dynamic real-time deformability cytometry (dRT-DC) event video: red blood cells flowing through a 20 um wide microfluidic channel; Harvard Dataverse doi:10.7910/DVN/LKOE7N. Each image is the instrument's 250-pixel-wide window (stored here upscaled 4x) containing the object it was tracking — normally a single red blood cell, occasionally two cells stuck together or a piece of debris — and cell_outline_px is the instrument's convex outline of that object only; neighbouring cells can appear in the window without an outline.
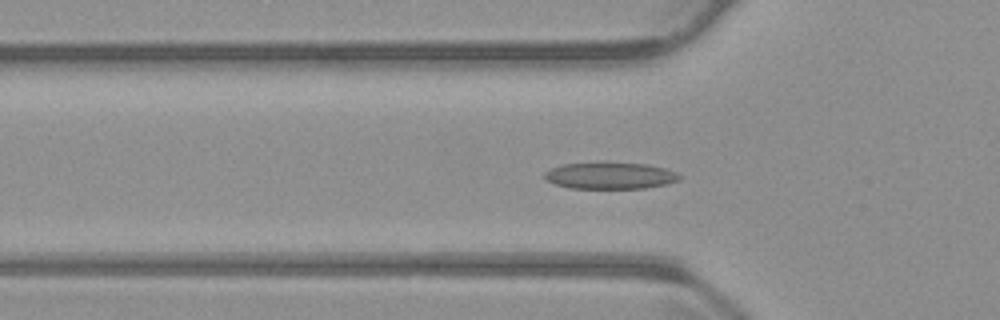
{"species": "common noctule bat (a hibernating species)", "species_latin": "Nyctalus noctula", "temperature_condition": "warm", "stored_images_in_passage": 39, "camera_frame_rate_fps": 3000, "um_per_image_px": 0.085, "animal": {"sex": "male", "body_mass_g": 23.1, "forearm_length_mm": 52.7}, "frame": {"image": 1, "passage_image": 2, "time_ms": 0.333, "image_size_px": [1000, 320], "cell_outline_px": [[680, 180], [668, 184], [644, 188], [568, 188], [544, 180], [544, 172], [560, 164], [604, 160], [648, 164], [664, 168], [676, 172], [680, 176]], "centroid_in_image_um": [51.83, 14.89], "position_along_channel_um": 74.0, "area_um2": 21.79}}
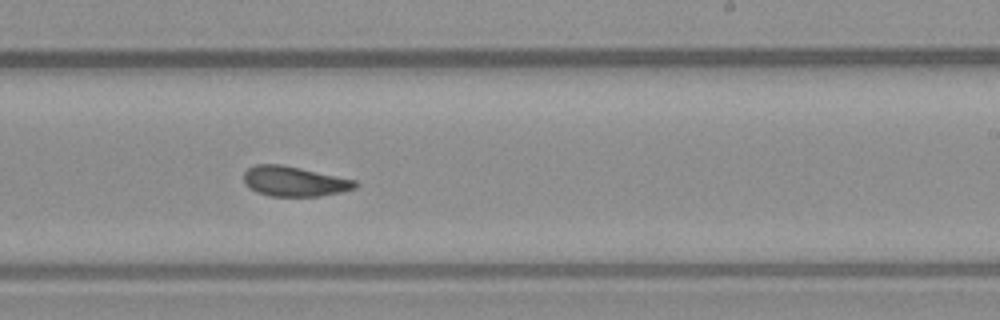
{"frame": {"image": 2, "passage_image": 17, "time_ms": 5.333, "image_size_px": [1000, 320], "cell_outline_px": [[360, 184], [356, 188], [340, 192], [320, 196], [268, 196], [256, 192], [248, 188], [244, 184], [244, 172], [248, 168], [256, 164], [280, 164], [300, 168], [356, 180]], "centroid_in_image_um": [24.99, 15.42], "position_along_channel_um": 264.0, "area_um2": 19.59}}
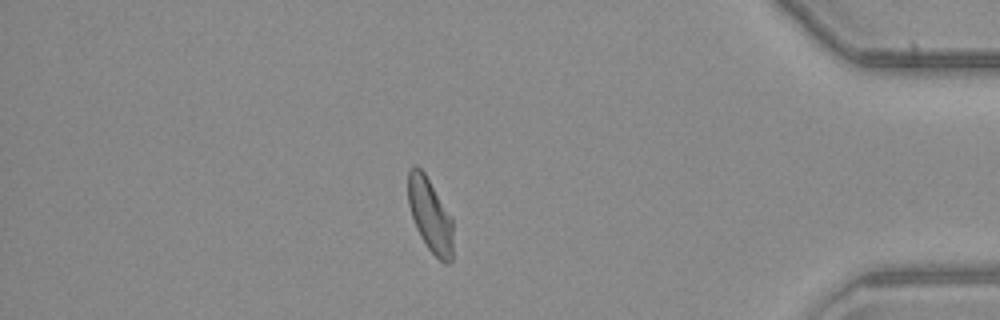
{"frame": {"image": 3, "passage_image": 31, "time_ms": 10.0, "image_size_px": [1000, 320], "cell_outline_px": [[452, 260], [448, 264], [444, 264], [428, 248], [420, 236], [416, 228], [408, 204], [408, 172], [412, 164], [416, 164], [424, 172], [452, 216]], "centroid_in_image_um": [36.55, 18.26], "position_along_channel_um": 398.6, "area_um2": 19.42}, "authors_computed_cell_mechanics": {"area_um2": 19.652, "velocity_mm_per_s": 3.7845, "shape_relaxation_time_tau1_ms": 9.2383, "shape_relaxation_time_tau2_ms": 2.0069, "deformation_change_tau1": 0.2216, "deformation_change_tau2": 0.0885}}